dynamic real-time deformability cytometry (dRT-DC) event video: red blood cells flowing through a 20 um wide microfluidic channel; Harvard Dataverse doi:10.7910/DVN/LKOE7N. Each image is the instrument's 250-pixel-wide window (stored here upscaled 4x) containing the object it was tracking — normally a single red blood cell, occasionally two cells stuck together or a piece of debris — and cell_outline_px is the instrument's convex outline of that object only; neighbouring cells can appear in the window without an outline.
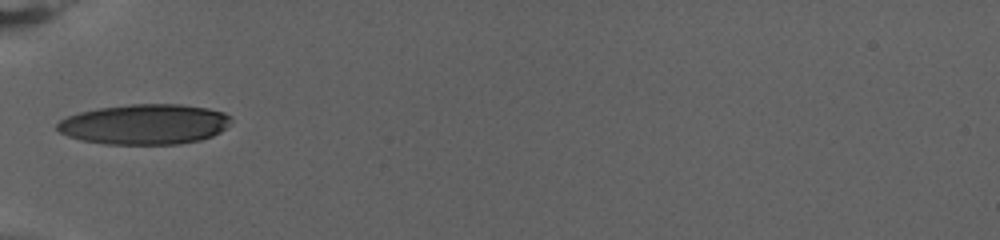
{"species": "human", "species_latin": "Homo sapiens", "temperature_condition": "warm", "stored_images_in_passage": 48, "camera_frame_rate_fps": 3000, "um_per_image_px": 0.085, "donor": {"sex": "female"}, "frame": {"image": 1, "passage_image": 1, "time_ms": 0.0, "image_size_px": [1000, 240], "cell_outline_px": [[232, 120], [220, 132], [212, 136], [200, 140], [176, 144], [108, 144], [80, 140], [68, 136], [60, 132], [56, 128], [56, 124], [60, 120], [68, 116], [80, 112], [100, 108], [128, 104], [180, 104], [208, 108], [224, 112]], "centroid_in_image_um": [12.28, 10.56], "position_along_channel_um": 72.7, "area_um2": 40.69}}
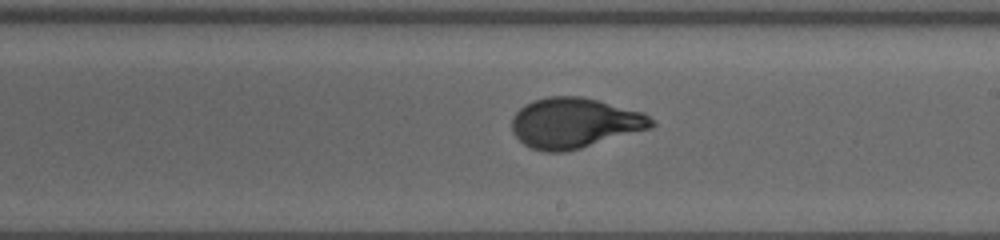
{"frame": {"image": 2, "passage_image": 19, "time_ms": 6.0, "image_size_px": [1000, 240], "cell_outline_px": [[656, 124], [652, 128], [580, 148], [564, 152], [544, 152], [532, 148], [524, 144], [512, 132], [512, 116], [524, 104], [532, 100], [548, 96], [580, 96], [644, 112]], "centroid_in_image_um": [48.82, 10.45], "position_along_channel_um": 240.2, "area_um2": 40.86}}
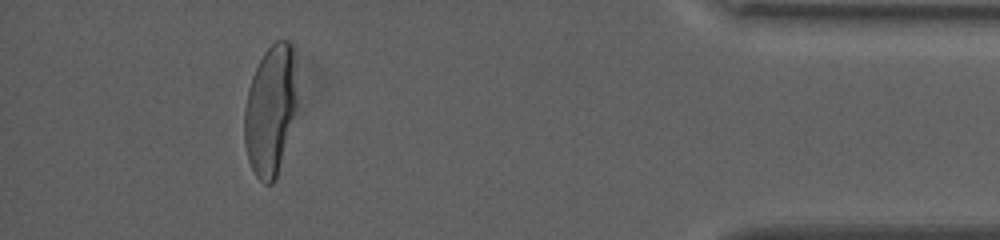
{"frame": {"image": 3, "passage_image": 42, "time_ms": 13.667, "image_size_px": [1000, 240], "cell_outline_px": [[296, 104], [276, 180], [272, 184], [264, 184], [256, 176], [248, 160], [244, 144], [244, 108], [248, 88], [252, 76], [264, 52], [276, 40], [288, 40], [292, 44], [296, 96]], "centroid_in_image_um": [22.94, 9.38], "position_along_channel_um": 412.3, "area_um2": 39.48}, "authors_computed_cell_mechanics": {"area_um2": 40.3444, "velocity_mm_per_s": 2.8224, "shape_relaxation_time_tau1_ms": 7.4366, "shape_relaxation_time_tau2_ms": null, "deformation_change_tau1": 0.2564, "deformation_change_tau2": null}}